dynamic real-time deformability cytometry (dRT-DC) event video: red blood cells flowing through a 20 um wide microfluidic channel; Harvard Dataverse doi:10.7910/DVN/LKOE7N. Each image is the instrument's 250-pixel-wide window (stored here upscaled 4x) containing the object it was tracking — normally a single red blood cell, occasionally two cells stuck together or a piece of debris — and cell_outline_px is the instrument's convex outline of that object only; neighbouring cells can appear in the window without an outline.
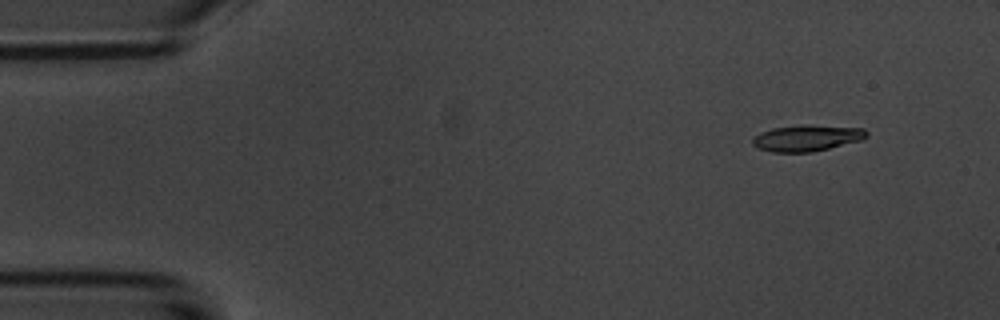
{"species": "common noctule bat (a hibernating species)", "species_latin": "Nyctalus noctula", "temperature_condition": "room temperature", "stored_images_in_passage": 5, "camera_frame_rate_fps": 3000, "um_per_image_px": 0.085, "animal": {"sex": "male", "body_mass_g": 20.1, "forearm_length_mm": 53.5}, "frame": {"image": 1, "passage_image": 1, "time_ms": 0.0, "image_size_px": [1000, 320], "cell_outline_px": [[868, 136], [860, 140], [812, 152], [772, 152], [760, 148], [752, 144], [752, 136], [760, 132], [772, 128], [808, 124], [864, 128], [868, 132]], "centroid_in_image_um": [68.57, 11.72], "position_along_channel_um": 16.4, "area_um2": 17.46}}